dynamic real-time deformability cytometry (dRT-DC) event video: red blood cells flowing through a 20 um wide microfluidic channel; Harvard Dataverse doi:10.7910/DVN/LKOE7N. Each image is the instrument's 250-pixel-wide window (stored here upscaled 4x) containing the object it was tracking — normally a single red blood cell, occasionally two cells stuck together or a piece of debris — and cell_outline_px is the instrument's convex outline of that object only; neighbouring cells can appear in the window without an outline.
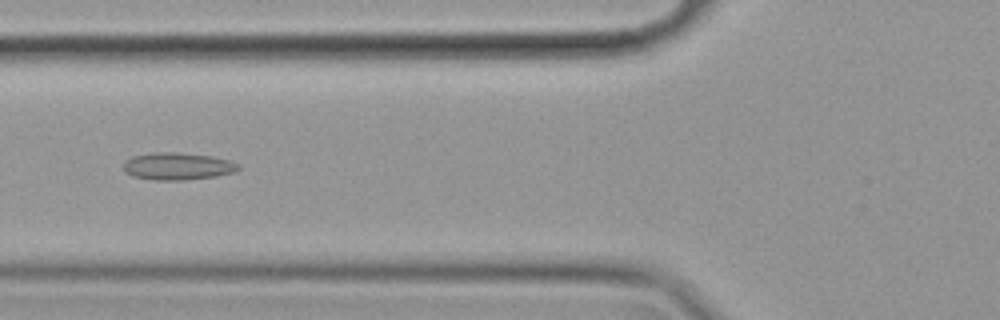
{"species": "common noctule bat (a hibernating species)", "species_latin": "Nyctalus noctula", "temperature_condition": "cold", "stored_images_in_passage": 42, "camera_frame_rate_fps": 3000, "um_per_image_px": 0.085, "animal": {"sex": "female", "body_mass_g": 19.9}, "frame": {"image": 1, "passage_image": 7, "time_ms": 2.0, "image_size_px": [1000, 320], "cell_outline_px": [[240, 168], [236, 172], [216, 176], [184, 180], [152, 180], [132, 176], [124, 172], [124, 160], [132, 156], [152, 152], [176, 152], [212, 156], [228, 160], [240, 164]], "centroid_in_image_um": [15.08, 14.13], "position_along_channel_um": 110.7, "area_um2": 18.5}}
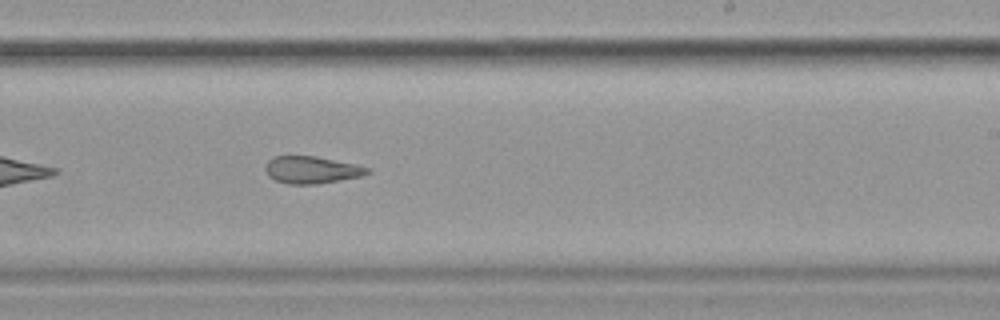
{"frame": {"image": 2, "passage_image": 20, "time_ms": 6.333, "image_size_px": [1000, 320], "cell_outline_px": [[372, 172], [360, 176], [340, 180], [316, 184], [288, 184], [276, 180], [268, 176], [264, 168], [268, 160], [272, 156], [316, 156], [356, 164], [372, 168]], "centroid_in_image_um": [26.5, 14.43], "position_along_channel_um": 262.5, "area_um2": 16.3}}
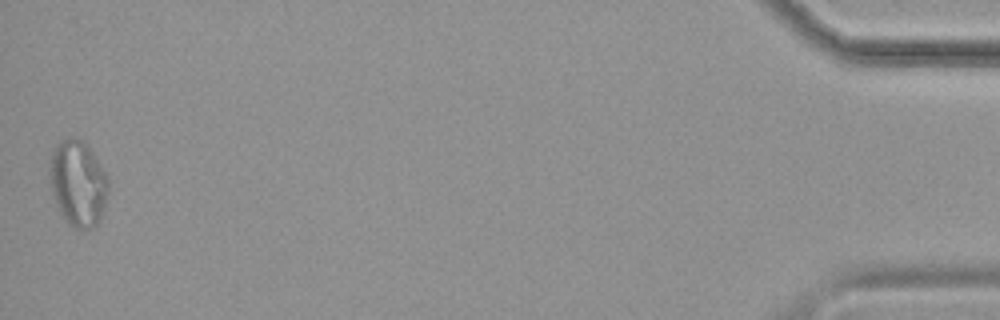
{"frame": {"image": 3, "passage_image": 42, "time_ms": 13.667, "image_size_px": [1000, 320], "cell_outline_px": [[108, 192], [100, 216], [96, 224], [92, 228], [76, 228], [68, 224], [60, 212], [56, 204], [52, 192], [48, 172], [52, 148], [60, 140], [68, 136], [80, 140], [92, 152], [108, 176]], "centroid_in_image_um": [6.59, 15.55], "position_along_channel_um": 428.6, "area_um2": 29.19}, "authors_computed_cell_mechanics": {"area_um2": 18.4093, "velocity_mm_per_s": 3.5125, "shape_relaxation_time_tau1_ms": null, "shape_relaxation_time_tau2_ms": 5.4303, "deformation_change_tau1": null, "deformation_change_tau2": 0.1376}}